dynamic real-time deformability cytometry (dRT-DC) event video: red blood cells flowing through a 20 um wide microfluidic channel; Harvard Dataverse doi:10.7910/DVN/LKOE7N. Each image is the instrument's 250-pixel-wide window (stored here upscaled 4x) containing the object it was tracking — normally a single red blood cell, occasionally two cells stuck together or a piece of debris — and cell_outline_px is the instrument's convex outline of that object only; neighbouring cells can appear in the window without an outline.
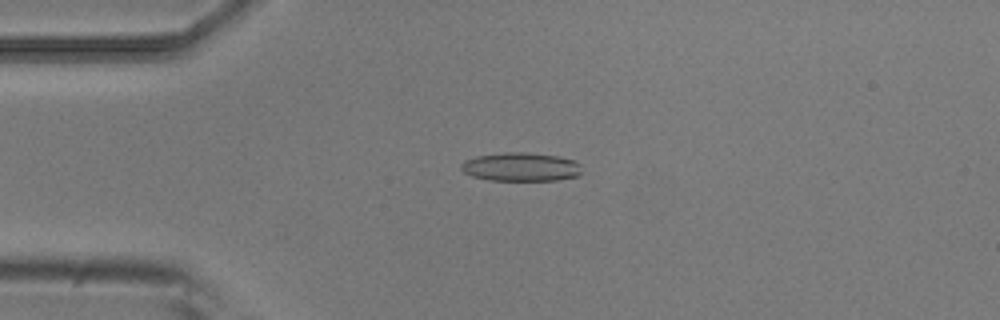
{"species": "common noctule bat (a hibernating species)", "species_latin": "Nyctalus noctula", "temperature_condition": "room temperature", "stored_images_in_passage": 7, "camera_frame_rate_fps": 3000, "um_per_image_px": 0.085, "animal": {"sex": "male", "body_mass_g": 20.5, "forearm_length_mm": 52.5}, "frame": {"image": 1, "passage_image": 3, "time_ms": 0.667, "image_size_px": [1000, 320], "cell_outline_px": [[580, 172], [576, 176], [556, 180], [488, 180], [472, 176], [464, 172], [460, 168], [460, 164], [464, 160], [476, 156], [508, 152], [520, 152], [560, 156], [576, 160], [580, 164]], "centroid_in_image_um": [44.25, 14.18], "position_along_channel_um": 40.7, "area_um2": 20.11}}
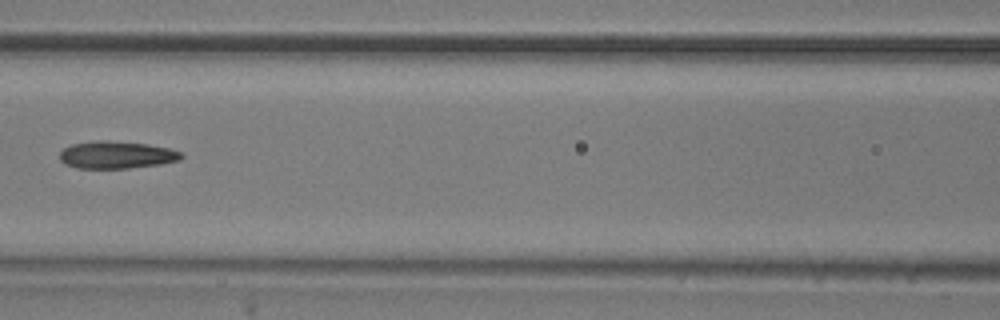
{"frame": {"image": 2, "passage_image": 6, "time_ms": 1.667, "image_size_px": [1000, 320], "cell_outline_px": [[184, 156], [176, 160], [160, 164], [128, 168], [76, 168], [64, 164], [60, 160], [60, 152], [64, 148], [72, 144], [96, 140], [108, 140], [148, 144], [168, 148], [180, 152]], "centroid_in_image_um": [9.85, 13.16], "position_along_channel_um": 156.7, "area_um2": 19.31}}
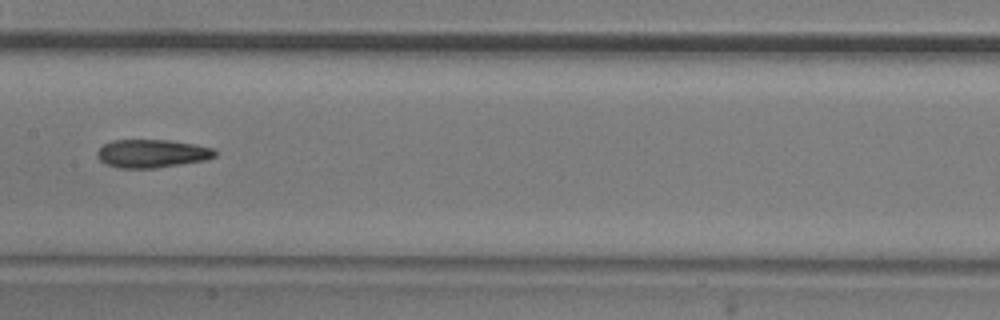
{"frame": {"image": 3, "passage_image": 7, "time_ms": 2.0, "image_size_px": [1000, 320], "cell_outline_px": [[216, 156], [204, 160], [156, 168], [120, 168], [108, 164], [100, 160], [96, 156], [96, 152], [104, 144], [112, 140], [172, 140], [212, 148], [216, 152]], "centroid_in_image_um": [12.89, 13.04], "position_along_channel_um": 194.5, "area_um2": 19.19}}